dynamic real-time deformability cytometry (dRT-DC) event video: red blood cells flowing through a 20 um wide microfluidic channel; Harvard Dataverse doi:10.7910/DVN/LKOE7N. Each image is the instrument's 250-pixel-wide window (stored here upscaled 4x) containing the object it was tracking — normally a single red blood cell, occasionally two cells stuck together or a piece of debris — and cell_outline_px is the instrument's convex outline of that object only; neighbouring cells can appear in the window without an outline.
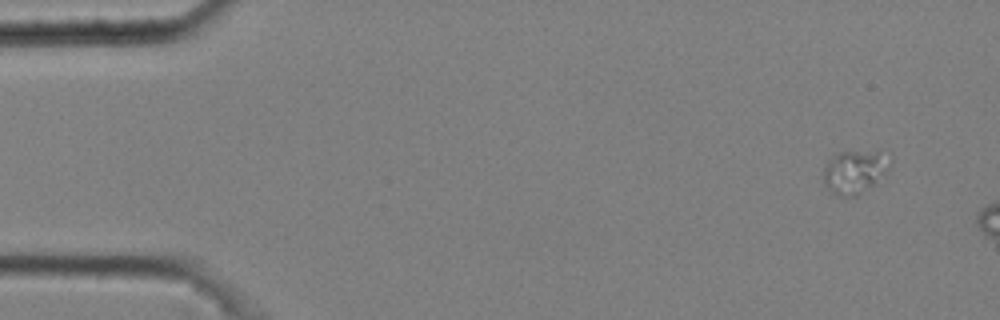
{"species": "common noctule bat (a hibernating species)", "species_latin": "Nyctalus noctula", "temperature_condition": "cold", "stored_images_in_passage": 3, "camera_frame_rate_fps": 3000, "um_per_image_px": 0.085, "animal": {"sex": "male", "body_mass_g": 20.4}, "frame": {"image": 1, "passage_image": 1, "time_ms": 0.0, "image_size_px": [1000, 320], "cell_outline_px": [[888, 172], [876, 184], [856, 196], [840, 196], [832, 192], [824, 184], [824, 168], [828, 160], [836, 152], [876, 152], [884, 156], [888, 168]], "centroid_in_image_um": [72.59, 14.64], "position_along_channel_um": 12.4, "area_um2": 16.36}}